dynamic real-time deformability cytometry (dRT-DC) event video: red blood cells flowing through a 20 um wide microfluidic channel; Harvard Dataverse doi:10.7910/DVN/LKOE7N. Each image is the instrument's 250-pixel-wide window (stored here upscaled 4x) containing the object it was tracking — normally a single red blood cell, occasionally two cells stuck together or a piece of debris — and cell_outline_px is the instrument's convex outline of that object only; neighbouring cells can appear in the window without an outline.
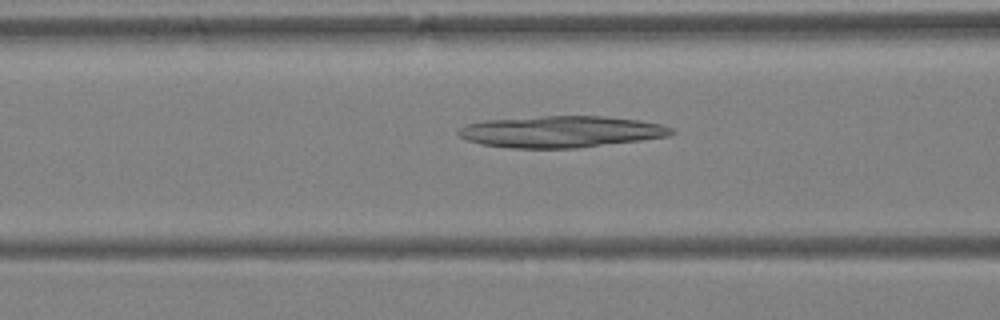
{"species": "Egyptian fruit bat (a non-hibernating species)", "species_latin": "Rousettus aegyptiacus", "temperature_condition": "warm", "stored_images_in_passage": 29, "camera_frame_rate_fps": 3000, "um_per_image_px": 0.085, "animal": {"sex": "female"}, "frame": {"image": 1, "passage_image": 6, "time_ms": 1.667, "image_size_px": [1000, 320], "cell_outline_px": [[676, 132], [668, 136], [640, 140], [576, 148], [512, 148], [480, 144], [468, 140], [460, 136], [456, 132], [464, 124], [484, 120], [540, 116], [604, 116], [640, 120], [660, 124], [672, 128]], "centroid_in_image_um": [47.66, 11.19], "position_along_channel_um": 118.9, "area_um2": 39.19}}
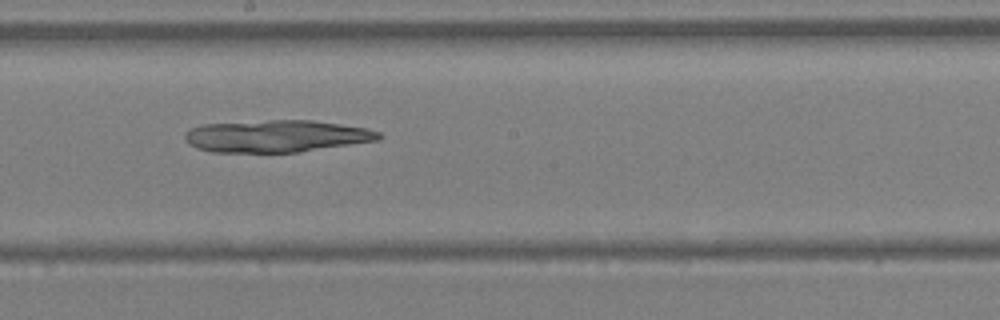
{"frame": {"image": 2, "passage_image": 13, "time_ms": 4.0, "image_size_px": [1000, 320], "cell_outline_px": [[384, 136], [380, 140], [300, 152], [212, 152], [196, 148], [188, 144], [184, 140], [184, 132], [192, 128], [204, 124], [268, 120], [312, 120], [368, 128], [380, 132]], "centroid_in_image_um": [23.51, 11.57], "position_along_channel_um": 224.7, "area_um2": 36.59}}
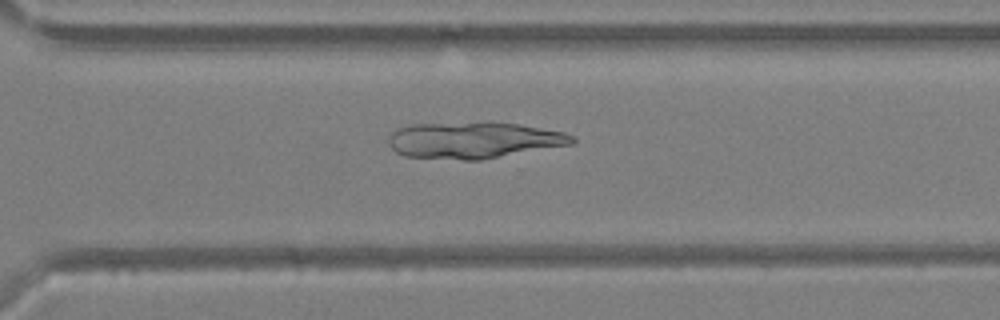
{"frame": {"image": 3, "passage_image": 20, "time_ms": 6.333, "image_size_px": [1000, 320], "cell_outline_px": [[576, 140], [572, 144], [480, 160], [464, 160], [404, 156], [396, 152], [392, 148], [388, 140], [392, 132], [396, 128], [408, 124], [488, 120], [520, 124], [564, 132], [576, 136]], "centroid_in_image_um": [40.26, 11.88], "position_along_channel_um": 330.3, "area_um2": 39.88}}